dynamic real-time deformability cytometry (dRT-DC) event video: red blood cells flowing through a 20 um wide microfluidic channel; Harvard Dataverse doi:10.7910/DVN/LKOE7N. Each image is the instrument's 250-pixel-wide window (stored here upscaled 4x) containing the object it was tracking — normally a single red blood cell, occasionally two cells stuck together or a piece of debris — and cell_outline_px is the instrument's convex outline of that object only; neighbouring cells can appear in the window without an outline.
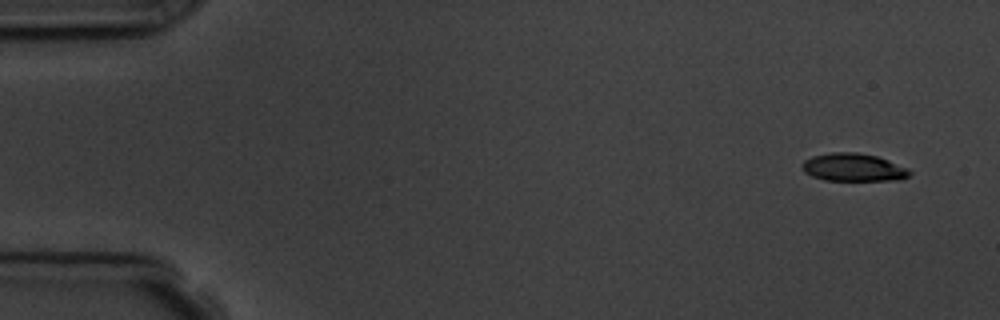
{"species": "common noctule bat (a hibernating species)", "species_latin": "Nyctalus noctula", "temperature_condition": "room temperature", "stored_images_in_passage": 7, "camera_frame_rate_fps": 3000, "um_per_image_px": 0.085, "animal": {"sex": "male", "body_mass_g": 19.5, "forearm_length_mm": 54.6}, "frame": {"image": 1, "passage_image": 1, "time_ms": 0.0, "image_size_px": [1000, 320], "cell_outline_px": [[912, 172], [908, 176], [900, 180], [824, 180], [812, 176], [804, 172], [800, 168], [804, 160], [812, 156], [832, 152], [856, 152], [876, 156], [888, 160], [908, 168]], "centroid_in_image_um": [72.52, 14.22], "position_along_channel_um": 12.5, "area_um2": 17.51}}
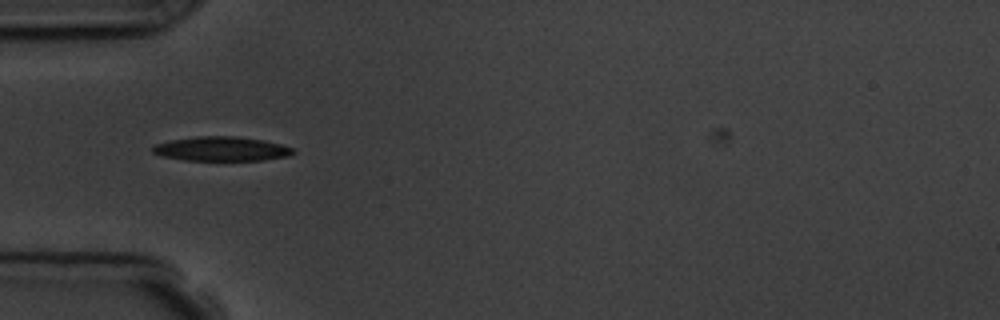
{"frame": {"image": 2, "passage_image": 5, "time_ms": 4.667, "image_size_px": [1000, 320], "cell_outline_px": [[296, 152], [288, 156], [264, 160], [184, 160], [160, 156], [152, 152], [152, 148], [156, 144], [172, 140], [196, 136], [236, 136], [264, 140], [280, 144], [292, 148]], "centroid_in_image_um": [18.82, 12.65], "position_along_channel_um": 66.2, "area_um2": 19.88}}